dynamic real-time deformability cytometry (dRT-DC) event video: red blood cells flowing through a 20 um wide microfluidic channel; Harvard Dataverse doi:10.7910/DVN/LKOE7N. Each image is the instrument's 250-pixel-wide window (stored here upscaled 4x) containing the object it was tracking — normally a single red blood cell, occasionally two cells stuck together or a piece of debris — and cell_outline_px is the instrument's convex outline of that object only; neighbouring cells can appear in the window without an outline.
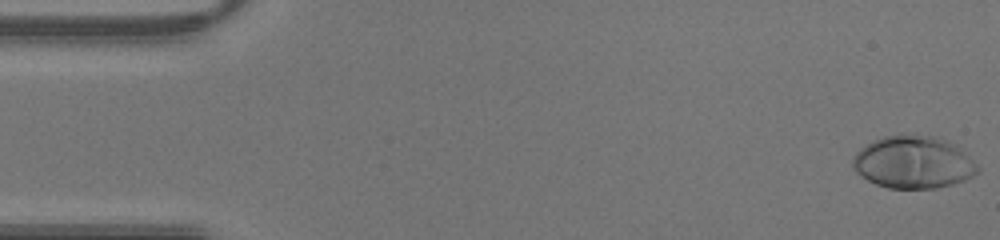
{"species": "human", "species_latin": "Homo sapiens", "temperature_condition": "warm", "stored_images_in_passage": 43, "camera_frame_rate_fps": 3000, "um_per_image_px": 0.085, "donor": {"sex": "male"}, "frame": {"image": 1, "passage_image": 1, "time_ms": 0.0, "image_size_px": [1000, 240], "cell_outline_px": [[980, 172], [964, 180], [952, 184], [936, 188], [888, 188], [876, 184], [868, 180], [856, 172], [852, 168], [852, 156], [860, 148], [884, 136], [936, 136], [948, 140], [956, 144], [980, 168]], "centroid_in_image_um": [77.64, 13.81], "position_along_channel_um": 7.4, "area_um2": 37.92}}
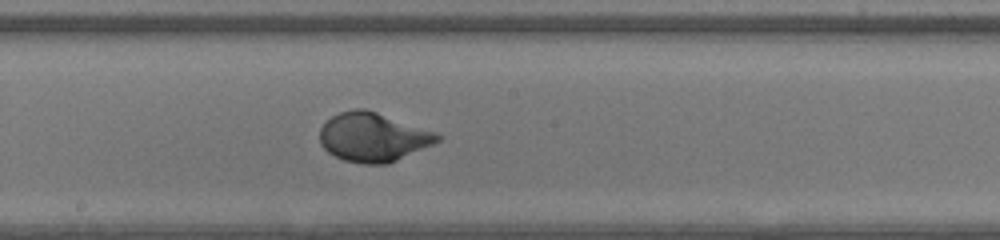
{"frame": {"image": 2, "passage_image": 23, "time_ms": 7.333, "image_size_px": [1000, 240], "cell_outline_px": [[444, 136], [440, 140], [432, 144], [388, 164], [364, 164], [344, 160], [328, 152], [320, 144], [320, 128], [332, 116], [340, 112], [356, 108], [364, 108], [436, 132]], "centroid_in_image_um": [31.7, 11.66], "position_along_channel_um": 216.5, "area_um2": 33.29}}
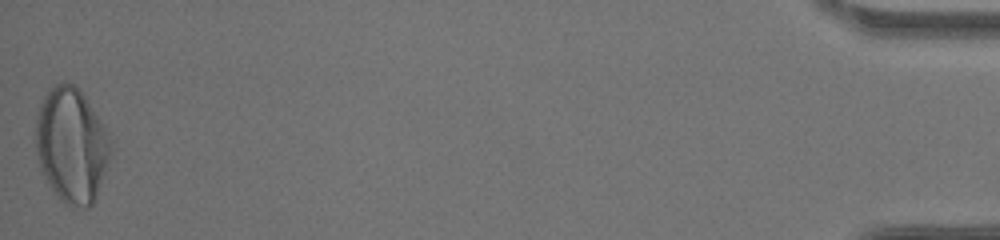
{"frame": {"image": 3, "passage_image": 43, "time_ms": 14.0, "image_size_px": [1000, 240], "cell_outline_px": [[112, 152], [96, 196], [92, 204], [88, 208], [72, 208], [64, 204], [56, 196], [40, 172], [36, 152], [36, 116], [40, 104], [44, 96], [56, 84], [72, 84], [84, 96], [112, 140]], "centroid_in_image_um": [6.07, 12.43], "position_along_channel_um": 429.1, "area_um2": 50.05}}